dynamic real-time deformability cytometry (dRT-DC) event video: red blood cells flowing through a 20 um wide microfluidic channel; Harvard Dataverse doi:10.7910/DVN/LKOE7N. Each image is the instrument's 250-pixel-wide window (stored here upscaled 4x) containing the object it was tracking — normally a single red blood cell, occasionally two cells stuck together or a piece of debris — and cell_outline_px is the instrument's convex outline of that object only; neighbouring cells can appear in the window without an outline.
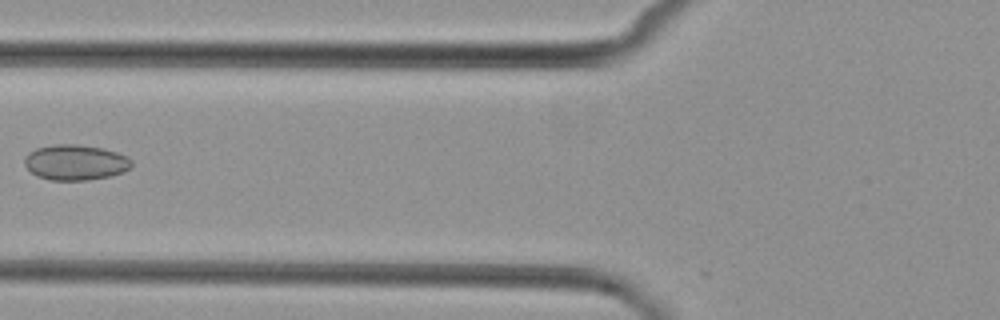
{"species": "common noctule bat (a hibernating species)", "species_latin": "Nyctalus noctula", "temperature_condition": "cold", "stored_images_in_passage": 7, "camera_frame_rate_fps": 3000, "um_per_image_px": 0.085, "animal": {"sex": "female", "body_mass_g": 29.2, "forearm_length_mm": 56.3}, "frame": {"image": 1, "passage_image": 6, "time_ms": 6.0, "image_size_px": [1000, 320], "cell_outline_px": [[132, 164], [124, 172], [112, 176], [88, 180], [52, 180], [36, 176], [24, 164], [24, 160], [28, 152], [36, 148], [56, 144], [76, 144], [104, 148], [128, 156], [132, 160]], "centroid_in_image_um": [6.43, 13.8], "position_along_channel_um": 119.4, "area_um2": 22.25}}